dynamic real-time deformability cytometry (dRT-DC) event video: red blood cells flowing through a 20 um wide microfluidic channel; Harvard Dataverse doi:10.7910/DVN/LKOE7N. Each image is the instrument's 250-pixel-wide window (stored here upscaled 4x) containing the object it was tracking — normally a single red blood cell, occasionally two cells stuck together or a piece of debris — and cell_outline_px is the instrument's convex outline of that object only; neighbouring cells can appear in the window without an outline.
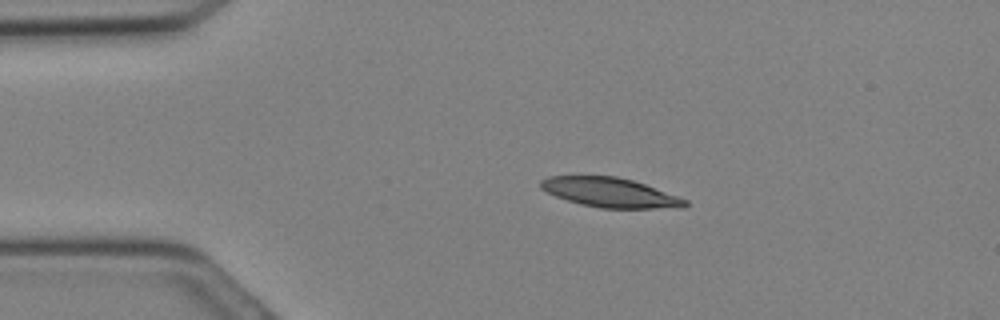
{"species": "Egyptian fruit bat (a non-hibernating species)", "species_latin": "Rousettus aegyptiacus", "temperature_condition": "cold", "stored_images_in_passage": 21, "camera_frame_rate_fps": 3000, "um_per_image_px": 0.085, "animal": {"sex": "female"}, "frame": {"image": 1, "passage_image": 5, "time_ms": 1.333, "image_size_px": [1000, 320], "cell_outline_px": [[688, 204], [684, 208], [600, 208], [580, 204], [556, 196], [540, 188], [540, 180], [548, 176], [616, 176], [632, 180], [644, 184], [688, 200]], "centroid_in_image_um": [51.86, 16.37], "position_along_channel_um": 33.1, "area_um2": 24.68}}
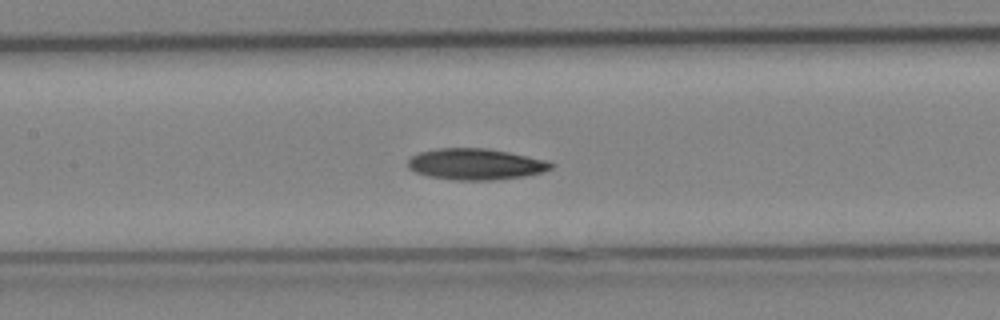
{"frame": {"image": 2, "passage_image": 13, "time_ms": 4.0, "image_size_px": [1000, 320], "cell_outline_px": [[556, 164], [552, 168], [540, 172], [524, 176], [492, 180], [456, 180], [428, 176], [416, 172], [408, 168], [408, 160], [412, 156], [420, 152], [436, 148], [488, 148], [548, 160]], "centroid_in_image_um": [40.43, 13.95], "position_along_channel_um": 167.0, "area_um2": 26.01}}
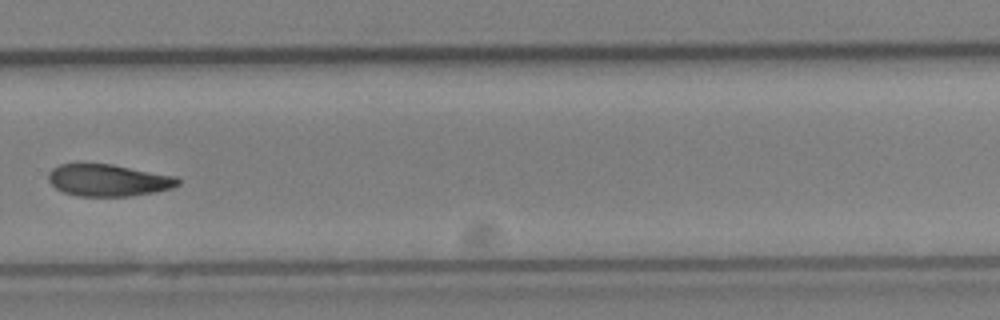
{"frame": {"image": 3, "passage_image": 20, "time_ms": 6.333, "image_size_px": [1000, 320], "cell_outline_px": [[180, 184], [172, 188], [156, 192], [128, 196], [76, 196], [64, 192], [56, 188], [48, 180], [48, 172], [52, 168], [60, 164], [76, 160], [84, 160], [112, 164], [176, 176], [180, 180]], "centroid_in_image_um": [9.14, 15.27], "position_along_channel_um": 320.7, "area_um2": 25.03}}